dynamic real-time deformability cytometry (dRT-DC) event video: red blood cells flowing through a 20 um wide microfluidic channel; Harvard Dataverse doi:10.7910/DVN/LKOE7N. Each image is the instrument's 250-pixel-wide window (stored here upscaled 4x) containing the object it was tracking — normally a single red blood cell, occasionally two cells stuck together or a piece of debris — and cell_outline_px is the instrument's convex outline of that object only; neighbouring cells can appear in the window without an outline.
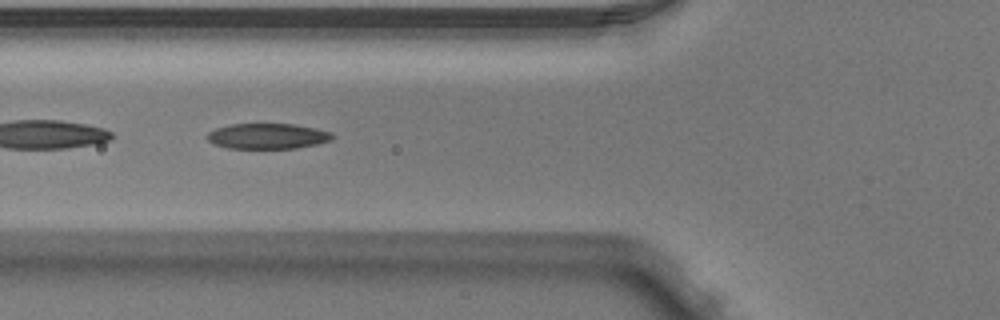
{"species": "Egyptian fruit bat (a non-hibernating species)", "species_latin": "Rousettus aegyptiacus", "temperature_condition": "warm", "stored_images_in_passage": 8, "segment_of_instrument_passage": [2, 2], "camera_frame_rate_fps": 3000, "um_per_image_px": 0.085, "animal": {"sex": "male"}, "frame": {"image": 1, "passage_image": 6, "time_ms": 1.667, "image_size_px": [1000, 320], "cell_outline_px": [[336, 136], [332, 140], [316, 144], [296, 148], [228, 148], [212, 144], [204, 136], [208, 132], [216, 128], [228, 124], [292, 124], [316, 128], [328, 132]], "centroid_in_image_um": [22.7, 11.57], "position_along_channel_um": 103.1, "area_um2": 18.67}}
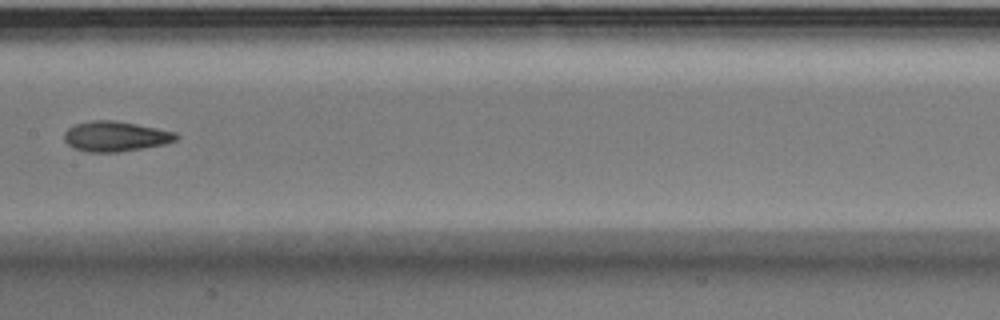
{"frame": {"image": 2, "passage_image": 8, "time_ms": 2.333, "image_size_px": [1000, 320], "cell_outline_px": [[180, 136], [176, 140], [164, 144], [144, 148], [120, 152], [88, 152], [76, 148], [68, 144], [64, 140], [64, 132], [68, 128], [76, 124], [92, 120], [112, 120], [136, 124], [176, 132]], "centroid_in_image_um": [9.83, 11.59], "position_along_channel_um": 197.6, "area_um2": 19.59}}